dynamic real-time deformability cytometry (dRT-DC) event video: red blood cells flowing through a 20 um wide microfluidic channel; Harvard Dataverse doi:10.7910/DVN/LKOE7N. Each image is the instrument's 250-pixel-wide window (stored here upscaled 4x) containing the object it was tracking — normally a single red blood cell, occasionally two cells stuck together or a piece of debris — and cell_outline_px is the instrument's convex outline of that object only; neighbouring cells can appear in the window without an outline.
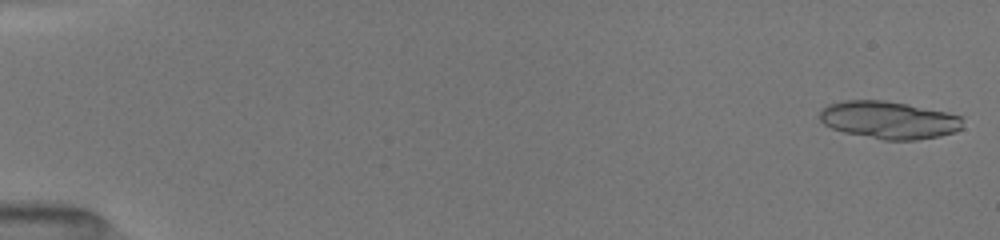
{"species": "common noctule bat (a hibernating species)", "species_latin": "Nyctalus noctula", "temperature_condition": "room temperature", "stored_images_in_passage": 52, "segment_of_instrument_passage": [1, 2], "camera_frame_rate_fps": 3000, "um_per_image_px": 0.085, "animal": {"sex": "female", "body_mass_g": 19.5, "forearm_length_mm": 54.1}, "frame": {"image": 1, "passage_image": 1, "time_ms": 0.0, "image_size_px": [1000, 240], "cell_outline_px": [[964, 128], [940, 136], [916, 140], [884, 140], [844, 132], [832, 128], [824, 124], [820, 120], [820, 108], [828, 104], [844, 100], [884, 100], [948, 112], [960, 116]], "centroid_in_image_um": [75.54, 10.2], "position_along_channel_um": 9.5, "area_um2": 31.33}}